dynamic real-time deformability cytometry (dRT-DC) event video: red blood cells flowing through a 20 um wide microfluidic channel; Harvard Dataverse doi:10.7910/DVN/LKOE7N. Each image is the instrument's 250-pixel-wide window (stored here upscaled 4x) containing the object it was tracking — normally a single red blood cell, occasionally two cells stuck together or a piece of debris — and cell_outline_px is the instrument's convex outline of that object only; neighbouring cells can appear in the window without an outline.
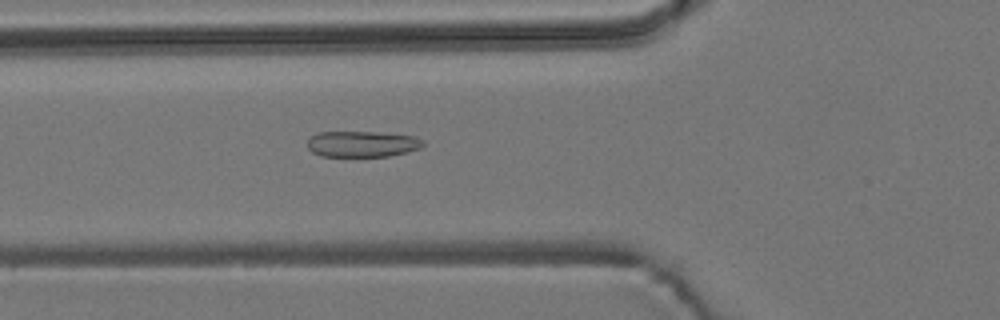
{"species": "common noctule bat (a hibernating species)", "species_latin": "Nyctalus noctula", "temperature_condition": "room temperature", "stored_images_in_passage": 5, "camera_frame_rate_fps": 3000, "um_per_image_px": 0.085, "animal": {"sex": "male", "body_mass_g": 19.2, "forearm_length_mm": 51.8}, "frame": {"image": 1, "passage_image": 5, "time_ms": 1.333, "image_size_px": [1000, 320], "cell_outline_px": [[424, 144], [420, 148], [408, 152], [388, 156], [320, 156], [312, 152], [308, 148], [308, 136], [320, 132], [376, 132], [416, 136], [424, 140]], "centroid_in_image_um": [30.79, 12.23], "position_along_channel_um": 95.0, "area_um2": 17.63}}